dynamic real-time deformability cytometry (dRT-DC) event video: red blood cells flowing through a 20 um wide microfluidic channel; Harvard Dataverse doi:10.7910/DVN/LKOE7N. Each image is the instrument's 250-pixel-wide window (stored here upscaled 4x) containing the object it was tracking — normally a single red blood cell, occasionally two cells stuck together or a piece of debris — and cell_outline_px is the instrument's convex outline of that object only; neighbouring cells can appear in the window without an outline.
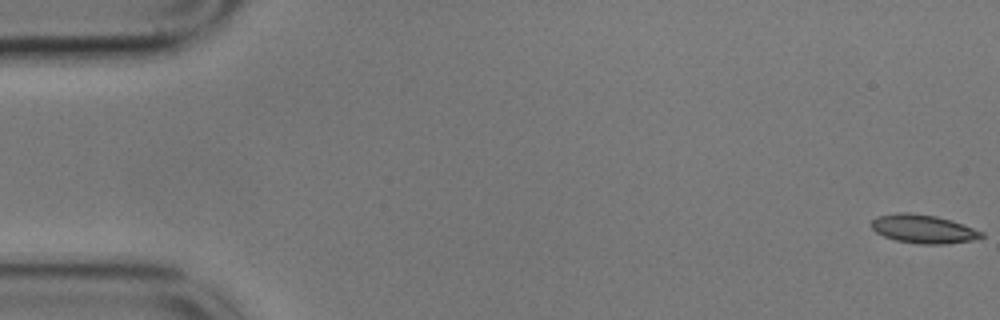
{"species": "common noctule bat (a hibernating species)", "species_latin": "Nyctalus noctula", "temperature_condition": "cold", "stored_images_in_passage": 11, "camera_frame_rate_fps": 3000, "um_per_image_px": 0.085, "animal": {"sex": "male", "body_mass_g": 17.9}, "frame": {"image": 1, "passage_image": 1, "time_ms": 0.0, "image_size_px": [1000, 320], "cell_outline_px": [[984, 236], [972, 240], [944, 244], [920, 244], [896, 240], [884, 236], [876, 232], [872, 228], [872, 220], [876, 216], [896, 212], [908, 212], [936, 216], [984, 232]], "centroid_in_image_um": [78.44, 19.45], "position_along_channel_um": 6.6, "area_um2": 18.09}}